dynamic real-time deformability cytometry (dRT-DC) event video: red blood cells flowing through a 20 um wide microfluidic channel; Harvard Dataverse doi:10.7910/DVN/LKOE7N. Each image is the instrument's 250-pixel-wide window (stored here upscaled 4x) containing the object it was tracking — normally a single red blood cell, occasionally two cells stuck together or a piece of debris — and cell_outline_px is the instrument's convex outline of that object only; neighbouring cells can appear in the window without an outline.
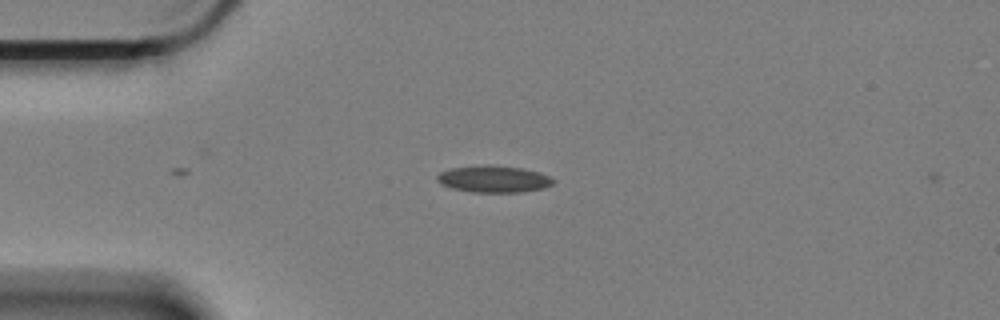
{"species": "Egyptian fruit bat (a non-hibernating species)", "species_latin": "Rousettus aegyptiacus", "temperature_condition": "cold", "stored_images_in_passage": 4, "camera_frame_rate_fps": 3000, "um_per_image_px": 0.085, "animal": {"sex": "female"}, "frame": {"image": 1, "passage_image": 2, "time_ms": 0.333, "image_size_px": [1000, 320], "cell_outline_px": [[556, 180], [552, 184], [544, 188], [520, 192], [472, 192], [452, 188], [440, 184], [436, 180], [436, 176], [440, 172], [452, 168], [484, 164], [488, 164], [524, 168], [540, 172]], "centroid_in_image_um": [41.96, 15.21], "position_along_channel_um": 43.0, "area_um2": 18.32}}